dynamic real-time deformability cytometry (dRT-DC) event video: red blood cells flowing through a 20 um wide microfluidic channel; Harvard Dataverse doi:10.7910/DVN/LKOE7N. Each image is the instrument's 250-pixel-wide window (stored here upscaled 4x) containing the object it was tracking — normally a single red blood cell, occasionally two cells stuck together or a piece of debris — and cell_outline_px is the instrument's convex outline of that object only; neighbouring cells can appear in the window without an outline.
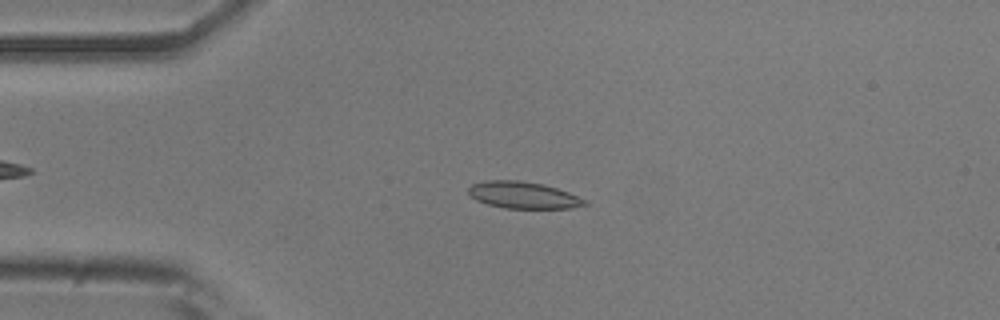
{"species": "common noctule bat (a hibernating species)", "species_latin": "Nyctalus noctula", "temperature_condition": "room temperature", "stored_images_in_passage": 53, "camera_frame_rate_fps": 3000, "um_per_image_px": 0.085, "animal": {"sex": "male", "body_mass_g": 20.5, "forearm_length_mm": 52.5}, "frame": {"image": 1, "passage_image": 12, "time_ms": 3.667, "image_size_px": [1000, 320], "cell_outline_px": [[588, 204], [568, 208], [504, 208], [488, 204], [476, 200], [468, 192], [468, 188], [472, 184], [484, 180], [520, 180], [544, 184], [568, 192], [588, 200]], "centroid_in_image_um": [44.47, 16.57], "position_along_channel_um": 40.5, "area_um2": 18.15}}
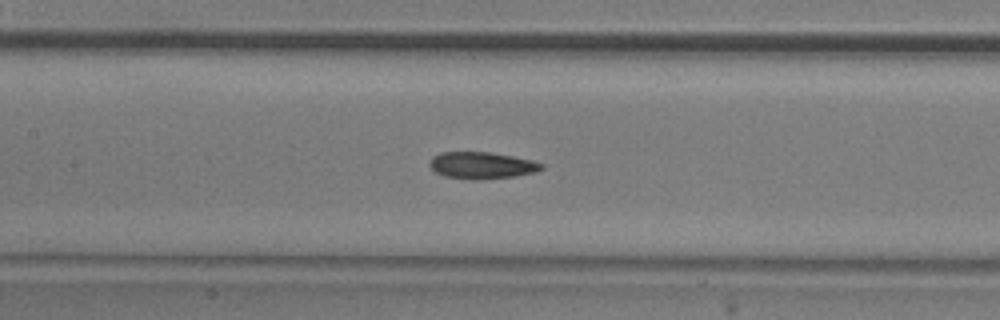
{"frame": {"image": 2, "passage_image": 24, "time_ms": 7.667, "image_size_px": [1000, 320], "cell_outline_px": [[544, 168], [536, 172], [516, 176], [480, 180], [472, 180], [444, 176], [436, 172], [428, 164], [432, 156], [440, 152], [488, 152], [512, 156], [532, 160], [544, 164]], "centroid_in_image_um": [40.95, 14.06], "position_along_channel_um": 166.4, "area_um2": 17.63}}
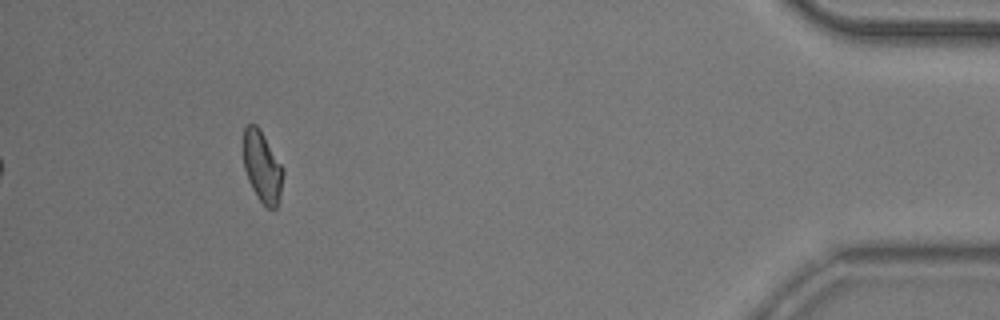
{"frame": {"image": 3, "passage_image": 49, "time_ms": 16.0, "image_size_px": [1000, 320], "cell_outline_px": [[284, 172], [280, 192], [276, 208], [268, 208], [256, 196], [248, 180], [244, 168], [244, 128], [248, 124], [256, 124], [260, 128], [284, 168]], "centroid_in_image_um": [22.29, 14.15], "position_along_channel_um": 412.9, "area_um2": 16.36}, "authors_computed_cell_mechanics": {"area_um2": 17.629, "velocity_mm_per_s": 3.7258, "shape_relaxation_time_tau1_ms": 6.3916, "shape_relaxation_time_tau2_ms": 3.7446, "deformation_change_tau1": 0.1421, "deformation_change_tau2": 0.0948}}